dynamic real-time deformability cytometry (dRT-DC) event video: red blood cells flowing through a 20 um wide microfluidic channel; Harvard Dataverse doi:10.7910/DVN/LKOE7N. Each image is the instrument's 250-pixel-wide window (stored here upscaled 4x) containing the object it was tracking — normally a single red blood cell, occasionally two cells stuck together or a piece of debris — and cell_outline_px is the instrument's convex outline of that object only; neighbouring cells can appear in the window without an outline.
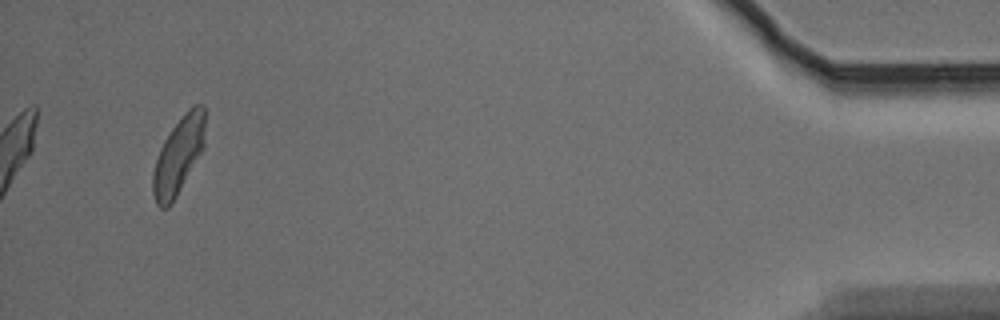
{"species": "Egyptian fruit bat (a non-hibernating species)", "species_latin": "Rousettus aegyptiacus", "temperature_condition": "warm", "stored_images_in_passage": 14, "camera_frame_rate_fps": 3000, "um_per_image_px": 0.085, "animal": {"sex": "male"}, "frame": {"image": 1, "passage_image": 14, "time_ms": 4.333, "image_size_px": [1000, 320], "cell_outline_px": [[204, 148], [172, 204], [168, 208], [160, 208], [156, 204], [152, 192], [152, 172], [160, 148], [164, 140], [172, 128], [184, 112], [192, 104], [204, 104]], "centroid_in_image_um": [15.16, 13.24], "position_along_channel_um": 420.0, "area_um2": 23.52}}